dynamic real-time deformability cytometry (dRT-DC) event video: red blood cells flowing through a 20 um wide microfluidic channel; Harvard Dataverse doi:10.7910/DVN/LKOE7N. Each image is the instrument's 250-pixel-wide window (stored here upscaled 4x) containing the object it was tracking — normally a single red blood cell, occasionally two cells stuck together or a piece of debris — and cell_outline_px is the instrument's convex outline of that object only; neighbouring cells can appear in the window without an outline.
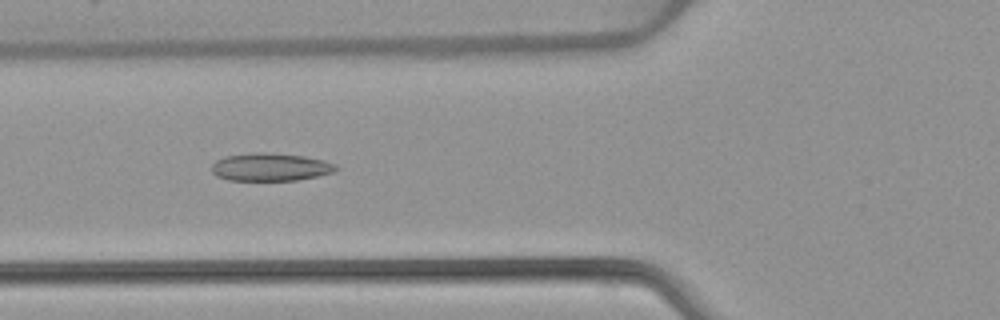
{"species": "common noctule bat (a hibernating species)", "species_latin": "Nyctalus noctula", "temperature_condition": "warm", "stored_images_in_passage": 51, "camera_frame_rate_fps": 3000, "um_per_image_px": 0.085, "animal": {"sex": "female", "body_mass_g": 22.7, "forearm_length_mm": 54.2}, "frame": {"image": 1, "passage_image": 19, "time_ms": 6.0, "image_size_px": [1000, 320], "cell_outline_px": [[340, 168], [332, 172], [316, 176], [296, 180], [228, 180], [216, 176], [212, 172], [212, 164], [216, 160], [224, 156], [256, 152], [264, 152], [304, 156], [324, 160], [336, 164]], "centroid_in_image_um": [22.97, 14.19], "position_along_channel_um": 102.8, "area_um2": 20.17}}
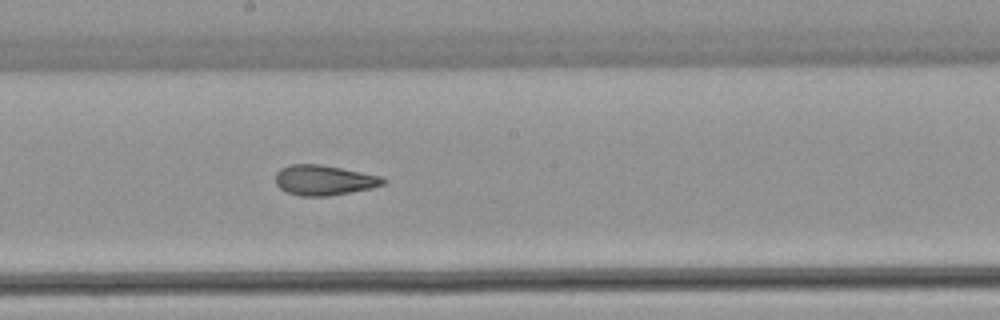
{"frame": {"image": 2, "passage_image": 28, "time_ms": 9.0, "image_size_px": [1000, 320], "cell_outline_px": [[388, 180], [384, 184], [372, 188], [352, 192], [328, 196], [300, 196], [288, 192], [280, 188], [276, 184], [276, 172], [280, 168], [288, 164], [320, 164], [384, 176]], "centroid_in_image_um": [27.57, 15.31], "position_along_channel_um": 220.6, "area_um2": 19.13}}
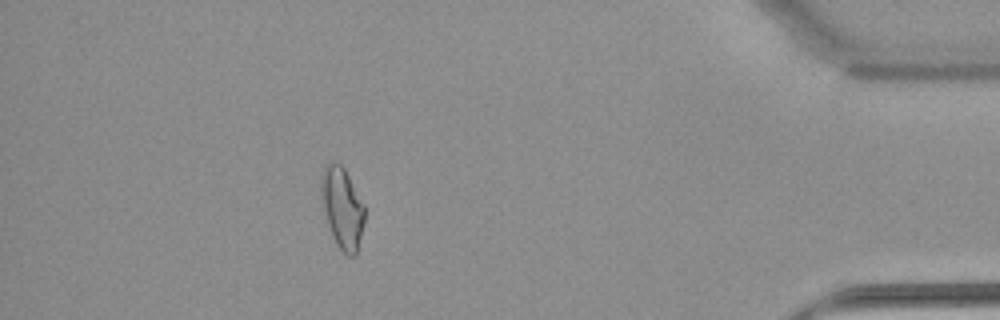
{"frame": {"image": 3, "passage_image": 46, "time_ms": 15.0, "image_size_px": [1000, 320], "cell_outline_px": [[364, 224], [356, 256], [348, 256], [336, 244], [332, 236], [328, 224], [324, 208], [320, 188], [320, 176], [328, 160], [332, 160], [340, 164], [344, 168], [364, 204]], "centroid_in_image_um": [29.09, 17.64], "position_along_channel_um": 406.1, "area_um2": 20.52}, "authors_computed_cell_mechanics": {"area_um2": 20.2878, "velocity_mm_per_s": 3.9175, "shape_relaxation_time_tau1_ms": null, "shape_relaxation_time_tau2_ms": 1.7953, "deformation_change_tau1": null, "deformation_change_tau2": 0.0965}}